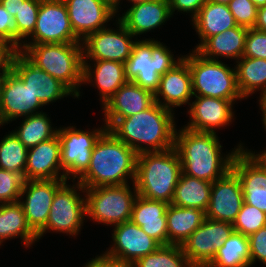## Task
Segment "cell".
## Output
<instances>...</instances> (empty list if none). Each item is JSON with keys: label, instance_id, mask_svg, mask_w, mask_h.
Wrapping results in <instances>:
<instances>
[{"label": "cell", "instance_id": "obj_32", "mask_svg": "<svg viewBox=\"0 0 266 267\" xmlns=\"http://www.w3.org/2000/svg\"><path fill=\"white\" fill-rule=\"evenodd\" d=\"M212 183L206 180L181 174L170 204L178 207H191L207 211L210 202Z\"/></svg>", "mask_w": 266, "mask_h": 267}, {"label": "cell", "instance_id": "obj_21", "mask_svg": "<svg viewBox=\"0 0 266 267\" xmlns=\"http://www.w3.org/2000/svg\"><path fill=\"white\" fill-rule=\"evenodd\" d=\"M194 102H190L188 110L190 122L187 126L194 131L216 133L215 128L224 127L233 121L234 101L205 96H194Z\"/></svg>", "mask_w": 266, "mask_h": 267}, {"label": "cell", "instance_id": "obj_24", "mask_svg": "<svg viewBox=\"0 0 266 267\" xmlns=\"http://www.w3.org/2000/svg\"><path fill=\"white\" fill-rule=\"evenodd\" d=\"M154 102L152 92L128 81L102 106L104 119L127 118L148 109Z\"/></svg>", "mask_w": 266, "mask_h": 267}, {"label": "cell", "instance_id": "obj_41", "mask_svg": "<svg viewBox=\"0 0 266 267\" xmlns=\"http://www.w3.org/2000/svg\"><path fill=\"white\" fill-rule=\"evenodd\" d=\"M228 7L238 26L253 28L258 7L251 0H231Z\"/></svg>", "mask_w": 266, "mask_h": 267}, {"label": "cell", "instance_id": "obj_13", "mask_svg": "<svg viewBox=\"0 0 266 267\" xmlns=\"http://www.w3.org/2000/svg\"><path fill=\"white\" fill-rule=\"evenodd\" d=\"M117 31L104 28L88 35L81 43L83 61L110 60L124 63L131 55L134 35L119 21ZM133 37V38H132Z\"/></svg>", "mask_w": 266, "mask_h": 267}, {"label": "cell", "instance_id": "obj_15", "mask_svg": "<svg viewBox=\"0 0 266 267\" xmlns=\"http://www.w3.org/2000/svg\"><path fill=\"white\" fill-rule=\"evenodd\" d=\"M112 239L114 242L112 247L104 254L130 265L161 246L157 240L148 236L131 220L115 225Z\"/></svg>", "mask_w": 266, "mask_h": 267}, {"label": "cell", "instance_id": "obj_20", "mask_svg": "<svg viewBox=\"0 0 266 267\" xmlns=\"http://www.w3.org/2000/svg\"><path fill=\"white\" fill-rule=\"evenodd\" d=\"M65 181L27 180L24 182L19 203L22 205L28 225L36 234L46 225L55 192ZM24 195L26 199L23 201Z\"/></svg>", "mask_w": 266, "mask_h": 267}, {"label": "cell", "instance_id": "obj_36", "mask_svg": "<svg viewBox=\"0 0 266 267\" xmlns=\"http://www.w3.org/2000/svg\"><path fill=\"white\" fill-rule=\"evenodd\" d=\"M132 267H193L180 245H161L154 252L137 259Z\"/></svg>", "mask_w": 266, "mask_h": 267}, {"label": "cell", "instance_id": "obj_4", "mask_svg": "<svg viewBox=\"0 0 266 267\" xmlns=\"http://www.w3.org/2000/svg\"><path fill=\"white\" fill-rule=\"evenodd\" d=\"M19 51L79 98L83 84L82 43L21 44Z\"/></svg>", "mask_w": 266, "mask_h": 267}, {"label": "cell", "instance_id": "obj_27", "mask_svg": "<svg viewBox=\"0 0 266 267\" xmlns=\"http://www.w3.org/2000/svg\"><path fill=\"white\" fill-rule=\"evenodd\" d=\"M94 69L88 61H83V83H93L99 89L102 105L126 82L125 64L110 60H93ZM89 81V82H88Z\"/></svg>", "mask_w": 266, "mask_h": 267}, {"label": "cell", "instance_id": "obj_30", "mask_svg": "<svg viewBox=\"0 0 266 267\" xmlns=\"http://www.w3.org/2000/svg\"><path fill=\"white\" fill-rule=\"evenodd\" d=\"M168 245L182 243L204 222L205 211L198 208L168 205L166 211Z\"/></svg>", "mask_w": 266, "mask_h": 267}, {"label": "cell", "instance_id": "obj_14", "mask_svg": "<svg viewBox=\"0 0 266 267\" xmlns=\"http://www.w3.org/2000/svg\"><path fill=\"white\" fill-rule=\"evenodd\" d=\"M10 69L43 105L50 104L68 95L75 97L63 83L36 67L20 51L13 52Z\"/></svg>", "mask_w": 266, "mask_h": 267}, {"label": "cell", "instance_id": "obj_12", "mask_svg": "<svg viewBox=\"0 0 266 267\" xmlns=\"http://www.w3.org/2000/svg\"><path fill=\"white\" fill-rule=\"evenodd\" d=\"M233 231L231 223L205 218L181 248L193 267H207Z\"/></svg>", "mask_w": 266, "mask_h": 267}, {"label": "cell", "instance_id": "obj_34", "mask_svg": "<svg viewBox=\"0 0 266 267\" xmlns=\"http://www.w3.org/2000/svg\"><path fill=\"white\" fill-rule=\"evenodd\" d=\"M207 267H251L248 236L233 231Z\"/></svg>", "mask_w": 266, "mask_h": 267}, {"label": "cell", "instance_id": "obj_19", "mask_svg": "<svg viewBox=\"0 0 266 267\" xmlns=\"http://www.w3.org/2000/svg\"><path fill=\"white\" fill-rule=\"evenodd\" d=\"M1 96L0 125L2 126L18 117L42 113L38 109L44 105L10 68L4 73Z\"/></svg>", "mask_w": 266, "mask_h": 267}, {"label": "cell", "instance_id": "obj_18", "mask_svg": "<svg viewBox=\"0 0 266 267\" xmlns=\"http://www.w3.org/2000/svg\"><path fill=\"white\" fill-rule=\"evenodd\" d=\"M243 203L240 180L231 169L223 177L212 182L206 218L233 224Z\"/></svg>", "mask_w": 266, "mask_h": 267}, {"label": "cell", "instance_id": "obj_52", "mask_svg": "<svg viewBox=\"0 0 266 267\" xmlns=\"http://www.w3.org/2000/svg\"><path fill=\"white\" fill-rule=\"evenodd\" d=\"M256 158L259 160L265 167H266V150L263 152H260L258 154L253 153V151H250Z\"/></svg>", "mask_w": 266, "mask_h": 267}, {"label": "cell", "instance_id": "obj_42", "mask_svg": "<svg viewBox=\"0 0 266 267\" xmlns=\"http://www.w3.org/2000/svg\"><path fill=\"white\" fill-rule=\"evenodd\" d=\"M243 57L266 59V32L248 29Z\"/></svg>", "mask_w": 266, "mask_h": 267}, {"label": "cell", "instance_id": "obj_44", "mask_svg": "<svg viewBox=\"0 0 266 267\" xmlns=\"http://www.w3.org/2000/svg\"><path fill=\"white\" fill-rule=\"evenodd\" d=\"M0 42L15 51V18L0 3Z\"/></svg>", "mask_w": 266, "mask_h": 267}, {"label": "cell", "instance_id": "obj_43", "mask_svg": "<svg viewBox=\"0 0 266 267\" xmlns=\"http://www.w3.org/2000/svg\"><path fill=\"white\" fill-rule=\"evenodd\" d=\"M250 266L258 261L266 265V226L248 236Z\"/></svg>", "mask_w": 266, "mask_h": 267}, {"label": "cell", "instance_id": "obj_6", "mask_svg": "<svg viewBox=\"0 0 266 267\" xmlns=\"http://www.w3.org/2000/svg\"><path fill=\"white\" fill-rule=\"evenodd\" d=\"M154 39L136 40L125 62L126 78L153 94L159 87L160 76L179 64L169 48Z\"/></svg>", "mask_w": 266, "mask_h": 267}, {"label": "cell", "instance_id": "obj_5", "mask_svg": "<svg viewBox=\"0 0 266 267\" xmlns=\"http://www.w3.org/2000/svg\"><path fill=\"white\" fill-rule=\"evenodd\" d=\"M181 174L182 165L174 147L137 154L134 184L138 195L170 204Z\"/></svg>", "mask_w": 266, "mask_h": 267}, {"label": "cell", "instance_id": "obj_31", "mask_svg": "<svg viewBox=\"0 0 266 267\" xmlns=\"http://www.w3.org/2000/svg\"><path fill=\"white\" fill-rule=\"evenodd\" d=\"M19 237L26 247L38 240L37 234L28 225L24 210L19 202L0 206V246L9 238Z\"/></svg>", "mask_w": 266, "mask_h": 267}, {"label": "cell", "instance_id": "obj_16", "mask_svg": "<svg viewBox=\"0 0 266 267\" xmlns=\"http://www.w3.org/2000/svg\"><path fill=\"white\" fill-rule=\"evenodd\" d=\"M231 169L240 180L244 203L266 213V167L243 148L234 156Z\"/></svg>", "mask_w": 266, "mask_h": 267}, {"label": "cell", "instance_id": "obj_40", "mask_svg": "<svg viewBox=\"0 0 266 267\" xmlns=\"http://www.w3.org/2000/svg\"><path fill=\"white\" fill-rule=\"evenodd\" d=\"M25 179L17 172L0 169V202H19Z\"/></svg>", "mask_w": 266, "mask_h": 267}, {"label": "cell", "instance_id": "obj_39", "mask_svg": "<svg viewBox=\"0 0 266 267\" xmlns=\"http://www.w3.org/2000/svg\"><path fill=\"white\" fill-rule=\"evenodd\" d=\"M232 225L234 231L249 236L266 226V213L255 206L243 203Z\"/></svg>", "mask_w": 266, "mask_h": 267}, {"label": "cell", "instance_id": "obj_33", "mask_svg": "<svg viewBox=\"0 0 266 267\" xmlns=\"http://www.w3.org/2000/svg\"><path fill=\"white\" fill-rule=\"evenodd\" d=\"M240 60V61H239ZM236 61L235 71L238 89L243 98L256 91L266 93V59L242 57Z\"/></svg>", "mask_w": 266, "mask_h": 267}, {"label": "cell", "instance_id": "obj_35", "mask_svg": "<svg viewBox=\"0 0 266 267\" xmlns=\"http://www.w3.org/2000/svg\"><path fill=\"white\" fill-rule=\"evenodd\" d=\"M22 121L21 127L13 130V133L27 149L49 140L57 134L58 129L51 127V121L44 112L26 116Z\"/></svg>", "mask_w": 266, "mask_h": 267}, {"label": "cell", "instance_id": "obj_17", "mask_svg": "<svg viewBox=\"0 0 266 267\" xmlns=\"http://www.w3.org/2000/svg\"><path fill=\"white\" fill-rule=\"evenodd\" d=\"M74 34L83 41L116 15L111 0H63Z\"/></svg>", "mask_w": 266, "mask_h": 267}, {"label": "cell", "instance_id": "obj_26", "mask_svg": "<svg viewBox=\"0 0 266 267\" xmlns=\"http://www.w3.org/2000/svg\"><path fill=\"white\" fill-rule=\"evenodd\" d=\"M168 203L138 195L134 201L131 221L161 245H168L166 211Z\"/></svg>", "mask_w": 266, "mask_h": 267}, {"label": "cell", "instance_id": "obj_37", "mask_svg": "<svg viewBox=\"0 0 266 267\" xmlns=\"http://www.w3.org/2000/svg\"><path fill=\"white\" fill-rule=\"evenodd\" d=\"M27 152L13 132L5 135L0 142V169L20 173L25 179Z\"/></svg>", "mask_w": 266, "mask_h": 267}, {"label": "cell", "instance_id": "obj_45", "mask_svg": "<svg viewBox=\"0 0 266 267\" xmlns=\"http://www.w3.org/2000/svg\"><path fill=\"white\" fill-rule=\"evenodd\" d=\"M207 1L208 0H169L171 16L174 14L175 10H178L179 12L192 13L191 18L193 19Z\"/></svg>", "mask_w": 266, "mask_h": 267}, {"label": "cell", "instance_id": "obj_2", "mask_svg": "<svg viewBox=\"0 0 266 267\" xmlns=\"http://www.w3.org/2000/svg\"><path fill=\"white\" fill-rule=\"evenodd\" d=\"M177 130L174 148L180 158L182 173L211 183L231 170L234 156L244 147L240 143L223 157L216 133L194 131L186 127Z\"/></svg>", "mask_w": 266, "mask_h": 267}, {"label": "cell", "instance_id": "obj_53", "mask_svg": "<svg viewBox=\"0 0 266 267\" xmlns=\"http://www.w3.org/2000/svg\"><path fill=\"white\" fill-rule=\"evenodd\" d=\"M258 8L266 6V0H251Z\"/></svg>", "mask_w": 266, "mask_h": 267}, {"label": "cell", "instance_id": "obj_51", "mask_svg": "<svg viewBox=\"0 0 266 267\" xmlns=\"http://www.w3.org/2000/svg\"><path fill=\"white\" fill-rule=\"evenodd\" d=\"M128 1H131L132 2V5H133V4H136V3L147 2V1H151V0H128ZM111 2H112V6L114 8V11L117 14L118 8H120L119 7L120 0H111Z\"/></svg>", "mask_w": 266, "mask_h": 267}, {"label": "cell", "instance_id": "obj_48", "mask_svg": "<svg viewBox=\"0 0 266 267\" xmlns=\"http://www.w3.org/2000/svg\"><path fill=\"white\" fill-rule=\"evenodd\" d=\"M25 0H0V3L13 17L17 14L20 9L21 3Z\"/></svg>", "mask_w": 266, "mask_h": 267}, {"label": "cell", "instance_id": "obj_54", "mask_svg": "<svg viewBox=\"0 0 266 267\" xmlns=\"http://www.w3.org/2000/svg\"><path fill=\"white\" fill-rule=\"evenodd\" d=\"M3 80H4V74H0V104H1V95H2V87H3Z\"/></svg>", "mask_w": 266, "mask_h": 267}, {"label": "cell", "instance_id": "obj_23", "mask_svg": "<svg viewBox=\"0 0 266 267\" xmlns=\"http://www.w3.org/2000/svg\"><path fill=\"white\" fill-rule=\"evenodd\" d=\"M160 96L164 102L160 100ZM191 97L193 98L191 73L188 63L182 59L173 69L160 76L154 100L161 106L173 110L186 103L189 105Z\"/></svg>", "mask_w": 266, "mask_h": 267}, {"label": "cell", "instance_id": "obj_25", "mask_svg": "<svg viewBox=\"0 0 266 267\" xmlns=\"http://www.w3.org/2000/svg\"><path fill=\"white\" fill-rule=\"evenodd\" d=\"M170 17L169 0H151L133 4L117 19L137 36L160 27Z\"/></svg>", "mask_w": 266, "mask_h": 267}, {"label": "cell", "instance_id": "obj_29", "mask_svg": "<svg viewBox=\"0 0 266 267\" xmlns=\"http://www.w3.org/2000/svg\"><path fill=\"white\" fill-rule=\"evenodd\" d=\"M192 22L200 36V43L194 50H197L209 37L237 26L228 5L211 1H207L200 8Z\"/></svg>", "mask_w": 266, "mask_h": 267}, {"label": "cell", "instance_id": "obj_38", "mask_svg": "<svg viewBox=\"0 0 266 267\" xmlns=\"http://www.w3.org/2000/svg\"><path fill=\"white\" fill-rule=\"evenodd\" d=\"M41 0H25L15 15V51L21 49L23 40L33 33ZM23 39V40H22ZM22 41V43H21Z\"/></svg>", "mask_w": 266, "mask_h": 267}, {"label": "cell", "instance_id": "obj_9", "mask_svg": "<svg viewBox=\"0 0 266 267\" xmlns=\"http://www.w3.org/2000/svg\"><path fill=\"white\" fill-rule=\"evenodd\" d=\"M85 188L77 184L67 185V180L56 190L46 225L37 233L38 240L49 230L77 236L86 217Z\"/></svg>", "mask_w": 266, "mask_h": 267}, {"label": "cell", "instance_id": "obj_8", "mask_svg": "<svg viewBox=\"0 0 266 267\" xmlns=\"http://www.w3.org/2000/svg\"><path fill=\"white\" fill-rule=\"evenodd\" d=\"M133 186L134 189L129 184L85 188L86 217L107 226L129 221L138 196L134 183Z\"/></svg>", "mask_w": 266, "mask_h": 267}, {"label": "cell", "instance_id": "obj_3", "mask_svg": "<svg viewBox=\"0 0 266 267\" xmlns=\"http://www.w3.org/2000/svg\"><path fill=\"white\" fill-rule=\"evenodd\" d=\"M136 161L137 153L107 130L95 144L88 169L78 182L84 188L128 184L129 178L134 183Z\"/></svg>", "mask_w": 266, "mask_h": 267}, {"label": "cell", "instance_id": "obj_50", "mask_svg": "<svg viewBox=\"0 0 266 267\" xmlns=\"http://www.w3.org/2000/svg\"><path fill=\"white\" fill-rule=\"evenodd\" d=\"M260 99H259V105H260V109L262 111V114L261 115L263 117V124H264V128H265V131H266V93L263 94V95H260Z\"/></svg>", "mask_w": 266, "mask_h": 267}, {"label": "cell", "instance_id": "obj_47", "mask_svg": "<svg viewBox=\"0 0 266 267\" xmlns=\"http://www.w3.org/2000/svg\"><path fill=\"white\" fill-rule=\"evenodd\" d=\"M14 50L3 42H0V74H4L10 68V60Z\"/></svg>", "mask_w": 266, "mask_h": 267}, {"label": "cell", "instance_id": "obj_49", "mask_svg": "<svg viewBox=\"0 0 266 267\" xmlns=\"http://www.w3.org/2000/svg\"><path fill=\"white\" fill-rule=\"evenodd\" d=\"M254 29L266 32V6L259 7Z\"/></svg>", "mask_w": 266, "mask_h": 267}, {"label": "cell", "instance_id": "obj_7", "mask_svg": "<svg viewBox=\"0 0 266 267\" xmlns=\"http://www.w3.org/2000/svg\"><path fill=\"white\" fill-rule=\"evenodd\" d=\"M188 54L183 59L191 73L193 96L244 99L238 89L235 67L231 69L220 60L204 58L196 50Z\"/></svg>", "mask_w": 266, "mask_h": 267}, {"label": "cell", "instance_id": "obj_46", "mask_svg": "<svg viewBox=\"0 0 266 267\" xmlns=\"http://www.w3.org/2000/svg\"><path fill=\"white\" fill-rule=\"evenodd\" d=\"M84 267H132L130 264L121 262L118 259L111 258L106 254L96 256L94 259L88 261Z\"/></svg>", "mask_w": 266, "mask_h": 267}, {"label": "cell", "instance_id": "obj_1", "mask_svg": "<svg viewBox=\"0 0 266 267\" xmlns=\"http://www.w3.org/2000/svg\"><path fill=\"white\" fill-rule=\"evenodd\" d=\"M174 118L173 110L154 102L148 109L127 118L104 119V124L118 140L140 154L162 152L174 147Z\"/></svg>", "mask_w": 266, "mask_h": 267}, {"label": "cell", "instance_id": "obj_11", "mask_svg": "<svg viewBox=\"0 0 266 267\" xmlns=\"http://www.w3.org/2000/svg\"><path fill=\"white\" fill-rule=\"evenodd\" d=\"M23 44L81 43L74 34L63 0H41L36 26ZM28 42V43H27Z\"/></svg>", "mask_w": 266, "mask_h": 267}, {"label": "cell", "instance_id": "obj_22", "mask_svg": "<svg viewBox=\"0 0 266 267\" xmlns=\"http://www.w3.org/2000/svg\"><path fill=\"white\" fill-rule=\"evenodd\" d=\"M61 170V144L57 134L28 149L25 181L64 180Z\"/></svg>", "mask_w": 266, "mask_h": 267}, {"label": "cell", "instance_id": "obj_28", "mask_svg": "<svg viewBox=\"0 0 266 267\" xmlns=\"http://www.w3.org/2000/svg\"><path fill=\"white\" fill-rule=\"evenodd\" d=\"M247 32L248 28L237 25L209 37L196 51L211 60H218V56L239 60L243 57Z\"/></svg>", "mask_w": 266, "mask_h": 267}, {"label": "cell", "instance_id": "obj_10", "mask_svg": "<svg viewBox=\"0 0 266 267\" xmlns=\"http://www.w3.org/2000/svg\"><path fill=\"white\" fill-rule=\"evenodd\" d=\"M108 130L104 125L93 131L76 129L74 126L57 130L61 144V167L64 180L78 179L87 169L91 160L92 150L99 138Z\"/></svg>", "mask_w": 266, "mask_h": 267}, {"label": "cell", "instance_id": "obj_55", "mask_svg": "<svg viewBox=\"0 0 266 267\" xmlns=\"http://www.w3.org/2000/svg\"><path fill=\"white\" fill-rule=\"evenodd\" d=\"M208 1H211V2H214V3H220V4L228 5V3L231 0H208Z\"/></svg>", "mask_w": 266, "mask_h": 267}]
</instances>
